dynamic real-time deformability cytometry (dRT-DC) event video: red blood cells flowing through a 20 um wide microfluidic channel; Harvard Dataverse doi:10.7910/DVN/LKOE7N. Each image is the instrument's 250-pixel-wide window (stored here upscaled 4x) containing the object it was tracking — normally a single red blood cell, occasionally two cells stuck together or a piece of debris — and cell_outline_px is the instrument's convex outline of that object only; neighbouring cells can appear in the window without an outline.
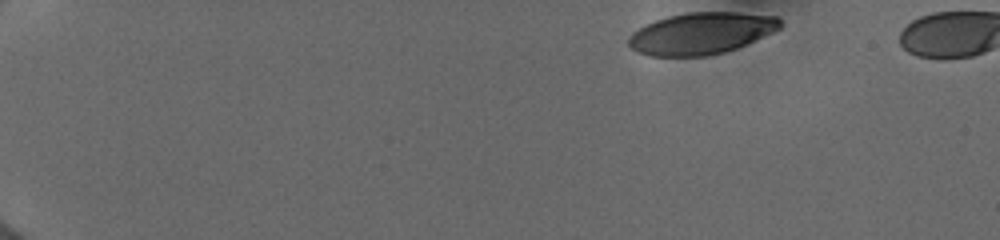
{"species": "human", "species_latin": "Homo sapiens", "temperature_condition": "cold", "stored_images_in_passage": 72, "camera_frame_rate_fps": 3000, "um_per_image_px": 0.085, "donor": {"sex": "female"}, "frame": {"image": 1, "passage_image": 1, "time_ms": 0.0, "image_size_px": [1000, 240], "cell_outline_px": [[784, 24], [780, 28], [772, 32], [736, 48], [724, 52], [704, 56], [648, 56], [636, 52], [628, 44], [628, 36], [632, 32], [656, 20], [668, 16], [688, 12], [740, 12], [776, 16]], "centroid_in_image_um": [59.59, 2.83], "position_along_channel_um": 25.4, "area_um2": 36.76}}
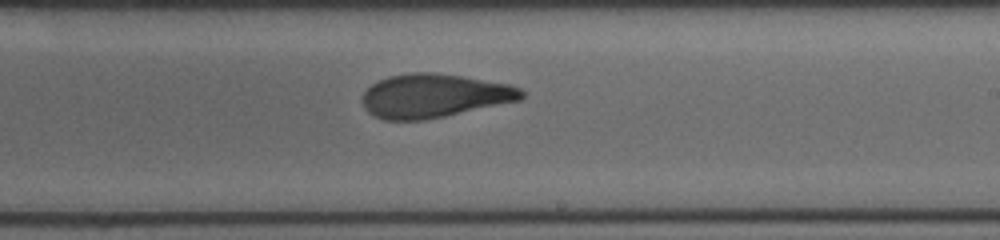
{"frame": {"image": 2, "passage_image": 48, "time_ms": 9.0, "image_size_px": [1000, 240], "cell_outline_px": [[524, 96], [520, 100], [444, 116], [424, 120], [384, 120], [368, 112], [364, 108], [364, 92], [372, 84], [388, 76], [412, 72], [432, 72], [464, 76], [508, 84], [520, 88], [524, 92]], "centroid_in_image_um": [36.9, 8.13], "position_along_channel_um": 252.1, "area_um2": 40.29}}
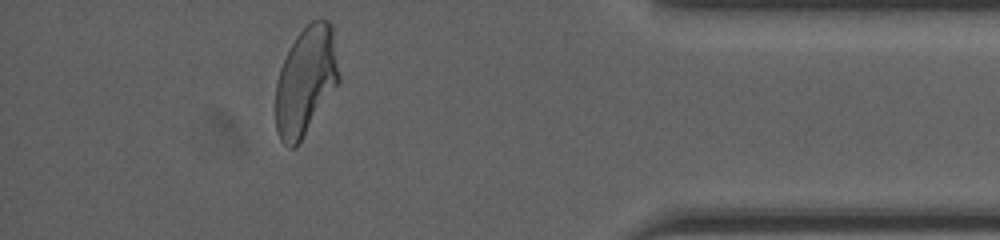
{"frame": {"image": 3, "passage_image": 67, "time_ms": 13.667, "image_size_px": [1000, 240], "cell_outline_px": [[340, 80], [296, 148], [288, 148], [280, 140], [276, 132], [276, 84], [280, 68], [296, 36], [312, 20], [328, 20], [332, 24], [340, 76]], "centroid_in_image_um": [25.99, 6.9], "position_along_channel_um": 409.2, "area_um2": 39.77}, "authors_computed_cell_mechanics": {"area_um2": 40.5756, "velocity_mm_per_s": 3.9865, "shape_relaxation_time_tau1_ms": 5.1001, "shape_relaxation_time_tau2_ms": 1.725, "deformation_change_tau1": 0.19, "deformation_change_tau2": 0.0989}}